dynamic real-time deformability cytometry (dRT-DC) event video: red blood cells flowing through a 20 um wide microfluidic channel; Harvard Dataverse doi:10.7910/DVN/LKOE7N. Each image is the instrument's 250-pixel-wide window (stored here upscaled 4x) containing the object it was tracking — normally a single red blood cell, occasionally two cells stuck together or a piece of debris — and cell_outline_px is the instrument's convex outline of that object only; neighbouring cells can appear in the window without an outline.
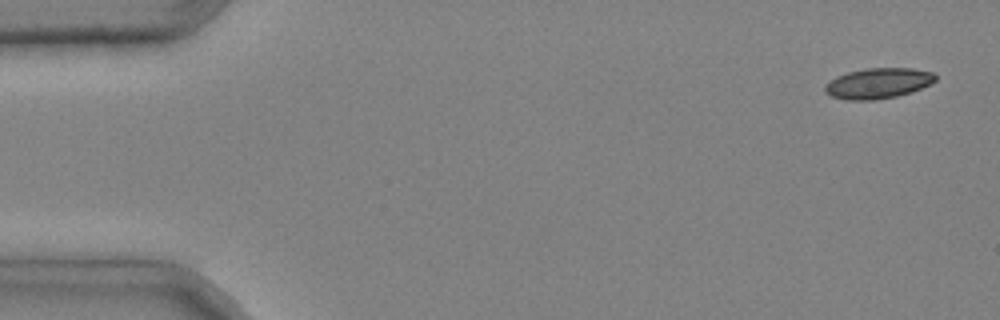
{"species": "common noctule bat (a hibernating species)", "species_latin": "Nyctalus noctula", "temperature_condition": "cold", "stored_images_in_passage": 4, "camera_frame_rate_fps": 3000, "um_per_image_px": 0.085, "animal": {"sex": "male", "body_mass_g": 20.4}, "frame": {"image": 1, "passage_image": 1, "time_ms": 0.0, "image_size_px": [1000, 320], "cell_outline_px": [[936, 80], [912, 92], [896, 96], [876, 100], [848, 100], [832, 96], [824, 92], [824, 88], [836, 76], [848, 72], [868, 68], [912, 68], [932, 72], [936, 76]], "centroid_in_image_um": [74.64, 7.08], "position_along_channel_um": 10.4, "area_um2": 19.42}}
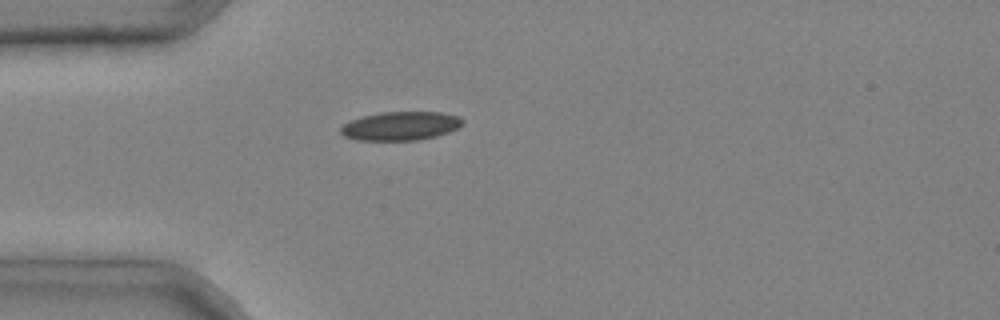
{"frame": {"image": 2, "passage_image": 4, "time_ms": 1.0, "image_size_px": [1000, 320], "cell_outline_px": [[464, 124], [448, 132], [436, 136], [416, 140], [356, 140], [344, 136], [340, 132], [340, 128], [344, 124], [360, 116], [380, 112], [440, 112], [460, 116], [464, 120]], "centroid_in_image_um": [34.05, 10.7], "position_along_channel_um": 50.9, "area_um2": 20.46}}